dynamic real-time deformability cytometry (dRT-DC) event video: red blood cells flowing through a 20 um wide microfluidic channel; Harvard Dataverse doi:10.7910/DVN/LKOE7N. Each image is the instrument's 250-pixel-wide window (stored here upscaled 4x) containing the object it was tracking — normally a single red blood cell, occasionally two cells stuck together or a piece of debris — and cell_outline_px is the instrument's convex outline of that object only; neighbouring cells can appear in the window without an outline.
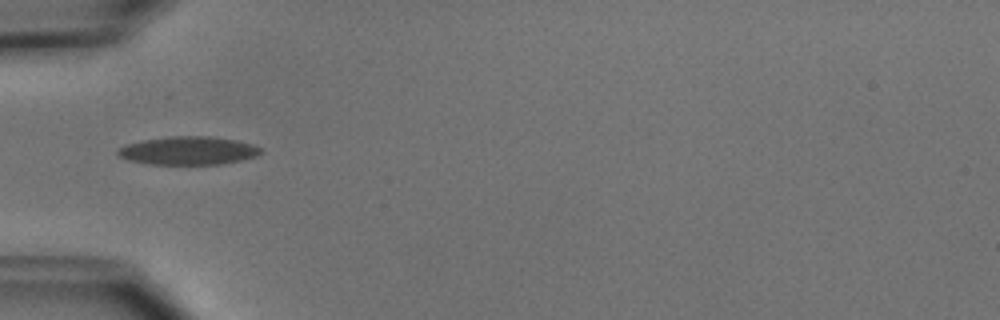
{"species": "common noctule bat (a hibernating species)", "species_latin": "Nyctalus noctula", "temperature_condition": "cold", "stored_images_in_passage": 3, "camera_frame_rate_fps": 3000, "um_per_image_px": 0.085, "animal": {"sex": "male", "body_mass_g": 15.6}, "frame": {"image": 1, "passage_image": 3, "time_ms": 2.333, "image_size_px": [1000, 320], "cell_outline_px": [[260, 152], [256, 156], [240, 160], [220, 164], [148, 164], [128, 160], [120, 156], [116, 152], [116, 148], [124, 144], [144, 140], [172, 136], [208, 136], [236, 140], [252, 144], [260, 148]], "centroid_in_image_um": [15.94, 12.8], "position_along_channel_um": 69.1, "area_um2": 23.41}}